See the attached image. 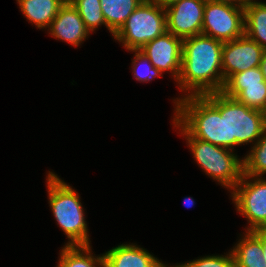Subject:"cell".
<instances>
[{
	"mask_svg": "<svg viewBox=\"0 0 266 267\" xmlns=\"http://www.w3.org/2000/svg\"><path fill=\"white\" fill-rule=\"evenodd\" d=\"M250 153L243 160V174L250 177H262L266 173V130L253 144Z\"/></svg>",
	"mask_w": 266,
	"mask_h": 267,
	"instance_id": "20",
	"label": "cell"
},
{
	"mask_svg": "<svg viewBox=\"0 0 266 267\" xmlns=\"http://www.w3.org/2000/svg\"><path fill=\"white\" fill-rule=\"evenodd\" d=\"M168 265H165L164 263H162V261H161V264H160V266L159 267H167ZM169 267V266H168ZM170 267H172V266H170ZM173 267H186L184 264H181V265H173Z\"/></svg>",
	"mask_w": 266,
	"mask_h": 267,
	"instance_id": "30",
	"label": "cell"
},
{
	"mask_svg": "<svg viewBox=\"0 0 266 267\" xmlns=\"http://www.w3.org/2000/svg\"><path fill=\"white\" fill-rule=\"evenodd\" d=\"M243 237L231 250L235 267H266L261 240L252 231Z\"/></svg>",
	"mask_w": 266,
	"mask_h": 267,
	"instance_id": "15",
	"label": "cell"
},
{
	"mask_svg": "<svg viewBox=\"0 0 266 267\" xmlns=\"http://www.w3.org/2000/svg\"><path fill=\"white\" fill-rule=\"evenodd\" d=\"M183 39L166 31L154 40L145 44L139 51L161 73L169 71L178 81L181 71Z\"/></svg>",
	"mask_w": 266,
	"mask_h": 267,
	"instance_id": "11",
	"label": "cell"
},
{
	"mask_svg": "<svg viewBox=\"0 0 266 267\" xmlns=\"http://www.w3.org/2000/svg\"><path fill=\"white\" fill-rule=\"evenodd\" d=\"M184 204H185V206H187L188 208H190L191 206H193L194 205V199L192 198V197H187V198H185L184 199Z\"/></svg>",
	"mask_w": 266,
	"mask_h": 267,
	"instance_id": "29",
	"label": "cell"
},
{
	"mask_svg": "<svg viewBox=\"0 0 266 267\" xmlns=\"http://www.w3.org/2000/svg\"><path fill=\"white\" fill-rule=\"evenodd\" d=\"M222 47V41L203 34L183 39L177 83L180 90L188 91L185 96H203L222 91Z\"/></svg>",
	"mask_w": 266,
	"mask_h": 267,
	"instance_id": "1",
	"label": "cell"
},
{
	"mask_svg": "<svg viewBox=\"0 0 266 267\" xmlns=\"http://www.w3.org/2000/svg\"><path fill=\"white\" fill-rule=\"evenodd\" d=\"M57 267H106L104 255L93 256L90 245H64Z\"/></svg>",
	"mask_w": 266,
	"mask_h": 267,
	"instance_id": "18",
	"label": "cell"
},
{
	"mask_svg": "<svg viewBox=\"0 0 266 267\" xmlns=\"http://www.w3.org/2000/svg\"><path fill=\"white\" fill-rule=\"evenodd\" d=\"M144 0H100L106 28L114 36Z\"/></svg>",
	"mask_w": 266,
	"mask_h": 267,
	"instance_id": "16",
	"label": "cell"
},
{
	"mask_svg": "<svg viewBox=\"0 0 266 267\" xmlns=\"http://www.w3.org/2000/svg\"><path fill=\"white\" fill-rule=\"evenodd\" d=\"M206 0H180L165 8L167 31L186 39L202 34Z\"/></svg>",
	"mask_w": 266,
	"mask_h": 267,
	"instance_id": "10",
	"label": "cell"
},
{
	"mask_svg": "<svg viewBox=\"0 0 266 267\" xmlns=\"http://www.w3.org/2000/svg\"><path fill=\"white\" fill-rule=\"evenodd\" d=\"M154 2H156L157 4H159L161 7L163 8H167L170 5L180 1V0H153Z\"/></svg>",
	"mask_w": 266,
	"mask_h": 267,
	"instance_id": "27",
	"label": "cell"
},
{
	"mask_svg": "<svg viewBox=\"0 0 266 267\" xmlns=\"http://www.w3.org/2000/svg\"><path fill=\"white\" fill-rule=\"evenodd\" d=\"M244 34L266 49V3L252 1L244 7Z\"/></svg>",
	"mask_w": 266,
	"mask_h": 267,
	"instance_id": "17",
	"label": "cell"
},
{
	"mask_svg": "<svg viewBox=\"0 0 266 267\" xmlns=\"http://www.w3.org/2000/svg\"><path fill=\"white\" fill-rule=\"evenodd\" d=\"M260 68L262 71V74L264 76V79L266 81V49L264 50L263 56H262V61L260 63Z\"/></svg>",
	"mask_w": 266,
	"mask_h": 267,
	"instance_id": "28",
	"label": "cell"
},
{
	"mask_svg": "<svg viewBox=\"0 0 266 267\" xmlns=\"http://www.w3.org/2000/svg\"><path fill=\"white\" fill-rule=\"evenodd\" d=\"M266 82L260 66L231 75L224 83L222 93L235 98L244 86L261 85Z\"/></svg>",
	"mask_w": 266,
	"mask_h": 267,
	"instance_id": "19",
	"label": "cell"
},
{
	"mask_svg": "<svg viewBox=\"0 0 266 267\" xmlns=\"http://www.w3.org/2000/svg\"><path fill=\"white\" fill-rule=\"evenodd\" d=\"M173 123L186 138L193 157L204 172L232 190L243 174V160L231 149L193 138L175 119Z\"/></svg>",
	"mask_w": 266,
	"mask_h": 267,
	"instance_id": "5",
	"label": "cell"
},
{
	"mask_svg": "<svg viewBox=\"0 0 266 267\" xmlns=\"http://www.w3.org/2000/svg\"><path fill=\"white\" fill-rule=\"evenodd\" d=\"M186 267H235L232 251L226 256H206L184 263Z\"/></svg>",
	"mask_w": 266,
	"mask_h": 267,
	"instance_id": "24",
	"label": "cell"
},
{
	"mask_svg": "<svg viewBox=\"0 0 266 267\" xmlns=\"http://www.w3.org/2000/svg\"><path fill=\"white\" fill-rule=\"evenodd\" d=\"M17 2L20 11L29 22L40 29L49 27L60 7L65 3L63 0H17Z\"/></svg>",
	"mask_w": 266,
	"mask_h": 267,
	"instance_id": "14",
	"label": "cell"
},
{
	"mask_svg": "<svg viewBox=\"0 0 266 267\" xmlns=\"http://www.w3.org/2000/svg\"><path fill=\"white\" fill-rule=\"evenodd\" d=\"M167 31L165 8L153 0H144L114 35L129 50H140L145 44Z\"/></svg>",
	"mask_w": 266,
	"mask_h": 267,
	"instance_id": "6",
	"label": "cell"
},
{
	"mask_svg": "<svg viewBox=\"0 0 266 267\" xmlns=\"http://www.w3.org/2000/svg\"><path fill=\"white\" fill-rule=\"evenodd\" d=\"M48 30L53 38L68 42L74 47L79 46L90 34L77 9L70 2H65L60 7Z\"/></svg>",
	"mask_w": 266,
	"mask_h": 267,
	"instance_id": "12",
	"label": "cell"
},
{
	"mask_svg": "<svg viewBox=\"0 0 266 267\" xmlns=\"http://www.w3.org/2000/svg\"><path fill=\"white\" fill-rule=\"evenodd\" d=\"M209 1L230 3L242 8L246 7L250 2H252V0H209Z\"/></svg>",
	"mask_w": 266,
	"mask_h": 267,
	"instance_id": "26",
	"label": "cell"
},
{
	"mask_svg": "<svg viewBox=\"0 0 266 267\" xmlns=\"http://www.w3.org/2000/svg\"><path fill=\"white\" fill-rule=\"evenodd\" d=\"M202 34L231 41L244 35V8L224 2L206 0Z\"/></svg>",
	"mask_w": 266,
	"mask_h": 267,
	"instance_id": "7",
	"label": "cell"
},
{
	"mask_svg": "<svg viewBox=\"0 0 266 267\" xmlns=\"http://www.w3.org/2000/svg\"><path fill=\"white\" fill-rule=\"evenodd\" d=\"M203 96L220 115H225L226 148L233 150L241 144H255L266 130V113L251 109L221 91Z\"/></svg>",
	"mask_w": 266,
	"mask_h": 267,
	"instance_id": "2",
	"label": "cell"
},
{
	"mask_svg": "<svg viewBox=\"0 0 266 267\" xmlns=\"http://www.w3.org/2000/svg\"><path fill=\"white\" fill-rule=\"evenodd\" d=\"M264 49L245 34L223 42L222 74L224 83L233 74L260 66Z\"/></svg>",
	"mask_w": 266,
	"mask_h": 267,
	"instance_id": "9",
	"label": "cell"
},
{
	"mask_svg": "<svg viewBox=\"0 0 266 267\" xmlns=\"http://www.w3.org/2000/svg\"><path fill=\"white\" fill-rule=\"evenodd\" d=\"M235 98L251 109L266 113V82H261V85L244 86Z\"/></svg>",
	"mask_w": 266,
	"mask_h": 267,
	"instance_id": "22",
	"label": "cell"
},
{
	"mask_svg": "<svg viewBox=\"0 0 266 267\" xmlns=\"http://www.w3.org/2000/svg\"><path fill=\"white\" fill-rule=\"evenodd\" d=\"M232 190L231 197L237 211L250 223L247 231L266 228V180L242 174Z\"/></svg>",
	"mask_w": 266,
	"mask_h": 267,
	"instance_id": "8",
	"label": "cell"
},
{
	"mask_svg": "<svg viewBox=\"0 0 266 267\" xmlns=\"http://www.w3.org/2000/svg\"><path fill=\"white\" fill-rule=\"evenodd\" d=\"M70 3L77 9L89 32L101 25L106 26L100 0H71Z\"/></svg>",
	"mask_w": 266,
	"mask_h": 267,
	"instance_id": "21",
	"label": "cell"
},
{
	"mask_svg": "<svg viewBox=\"0 0 266 267\" xmlns=\"http://www.w3.org/2000/svg\"><path fill=\"white\" fill-rule=\"evenodd\" d=\"M176 99L174 119L193 138L226 148L225 115L204 96Z\"/></svg>",
	"mask_w": 266,
	"mask_h": 267,
	"instance_id": "3",
	"label": "cell"
},
{
	"mask_svg": "<svg viewBox=\"0 0 266 267\" xmlns=\"http://www.w3.org/2000/svg\"><path fill=\"white\" fill-rule=\"evenodd\" d=\"M131 52H135V59L132 61V69L136 80L147 82L151 81L156 76L162 77V73L157 68L153 67V64L139 50H132Z\"/></svg>",
	"mask_w": 266,
	"mask_h": 267,
	"instance_id": "23",
	"label": "cell"
},
{
	"mask_svg": "<svg viewBox=\"0 0 266 267\" xmlns=\"http://www.w3.org/2000/svg\"><path fill=\"white\" fill-rule=\"evenodd\" d=\"M262 242V248H263V257L266 262V228H261L252 231Z\"/></svg>",
	"mask_w": 266,
	"mask_h": 267,
	"instance_id": "25",
	"label": "cell"
},
{
	"mask_svg": "<svg viewBox=\"0 0 266 267\" xmlns=\"http://www.w3.org/2000/svg\"><path fill=\"white\" fill-rule=\"evenodd\" d=\"M104 255L106 267H159V259L135 244H121Z\"/></svg>",
	"mask_w": 266,
	"mask_h": 267,
	"instance_id": "13",
	"label": "cell"
},
{
	"mask_svg": "<svg viewBox=\"0 0 266 267\" xmlns=\"http://www.w3.org/2000/svg\"><path fill=\"white\" fill-rule=\"evenodd\" d=\"M50 208L70 241L66 245H90L84 210L77 192L53 172L47 176Z\"/></svg>",
	"mask_w": 266,
	"mask_h": 267,
	"instance_id": "4",
	"label": "cell"
}]
</instances>
